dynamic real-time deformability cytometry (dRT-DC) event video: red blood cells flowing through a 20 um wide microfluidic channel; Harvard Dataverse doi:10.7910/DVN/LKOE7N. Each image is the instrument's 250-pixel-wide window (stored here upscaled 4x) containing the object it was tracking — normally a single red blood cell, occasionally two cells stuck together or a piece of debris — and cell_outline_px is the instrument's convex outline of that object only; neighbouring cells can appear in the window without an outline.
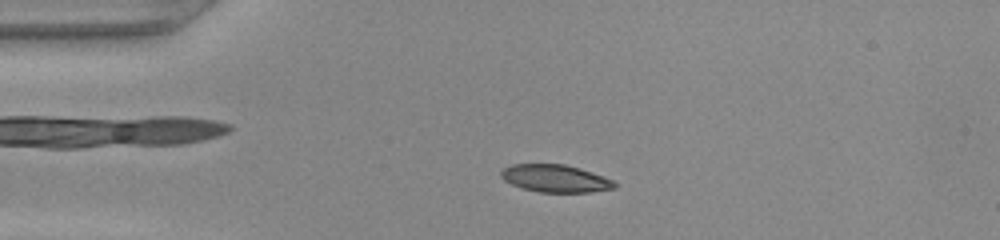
{"species": "common noctule bat (a hibernating species)", "species_latin": "Nyctalus noctula", "temperature_condition": "warm", "stored_images_in_passage": 47, "camera_frame_rate_fps": 3000, "um_per_image_px": 0.085, "animal": {"sex": "female", "body_mass_g": 22.0, "forearm_length_mm": 56.7}, "frame": {"image": 1, "passage_image": 9, "time_ms": 2.667, "image_size_px": [1000, 240], "cell_outline_px": [[616, 188], [588, 192], [540, 192], [524, 188], [512, 184], [504, 180], [500, 176], [500, 172], [504, 168], [512, 164], [564, 164], [580, 168], [604, 176], [612, 180], [616, 184]], "centroid_in_image_um": [47.2, 15.16], "position_along_channel_um": 37.8, "area_um2": 18.09}}
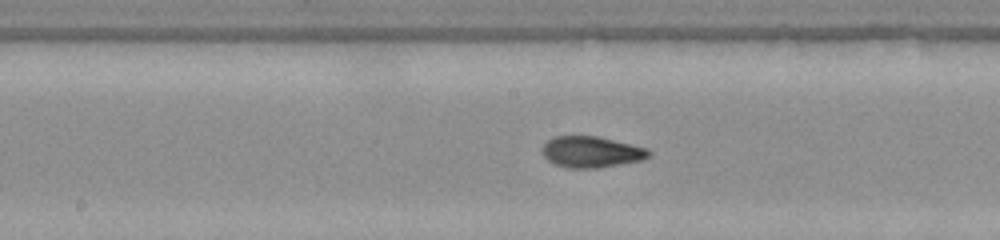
{"frame": {"image": 2, "passage_image": 23, "time_ms": 7.333, "image_size_px": [1000, 240], "cell_outline_px": [[652, 152], [644, 160], [596, 168], [568, 168], [556, 164], [548, 160], [544, 156], [540, 148], [548, 140], [556, 136], [596, 136], [648, 148]], "centroid_in_image_um": [50.26, 12.91], "position_along_channel_um": 197.9, "area_um2": 19.31}}
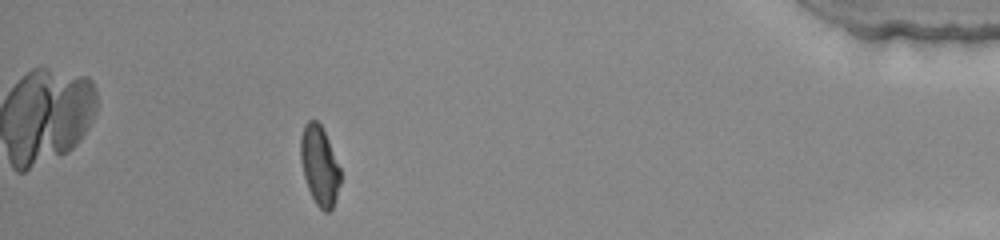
{"frame": {"image": 3, "passage_image": 42, "time_ms": 13.667, "image_size_px": [1000, 240], "cell_outline_px": [[340, 184], [332, 208], [328, 212], [324, 212], [316, 204], [308, 188], [304, 176], [300, 160], [300, 136], [304, 124], [308, 120], [316, 120], [320, 124], [328, 140], [340, 168]], "centroid_in_image_um": [27.14, 14.06], "position_along_channel_um": 408.1, "area_um2": 18.26}}